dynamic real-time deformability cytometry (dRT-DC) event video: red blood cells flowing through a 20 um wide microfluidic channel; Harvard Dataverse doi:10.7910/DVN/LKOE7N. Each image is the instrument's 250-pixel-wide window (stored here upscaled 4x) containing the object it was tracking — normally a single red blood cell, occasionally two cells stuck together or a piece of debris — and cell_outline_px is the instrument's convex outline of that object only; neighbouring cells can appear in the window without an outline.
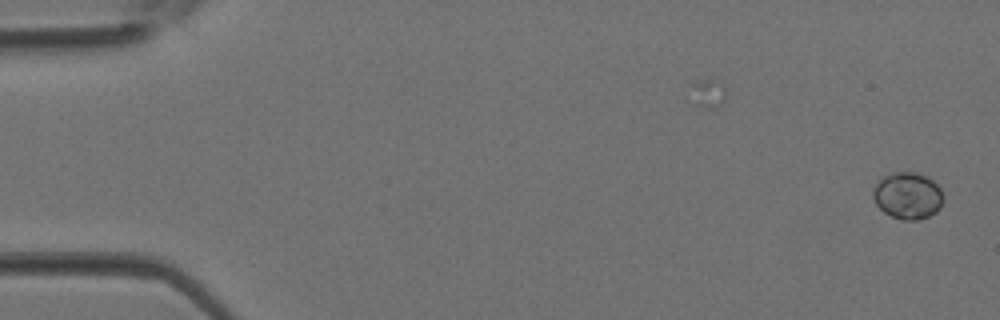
{"species": "Egyptian fruit bat (a non-hibernating species)", "species_latin": "Rousettus aegyptiacus", "temperature_condition": "room temperature", "stored_images_in_passage": 3, "camera_frame_rate_fps": 3000, "um_per_image_px": 0.085, "animal": {"sex": "female"}, "frame": {"image": 1, "passage_image": 1, "time_ms": 0.0, "image_size_px": [1000, 320], "cell_outline_px": [[944, 200], [940, 208], [936, 212], [928, 216], [916, 220], [904, 220], [892, 216], [884, 212], [876, 204], [872, 196], [872, 188], [880, 176], [892, 172], [916, 172], [932, 180], [940, 188], [944, 196]], "centroid_in_image_um": [77.13, 16.61], "position_along_channel_um": 7.9, "area_um2": 19.42}}